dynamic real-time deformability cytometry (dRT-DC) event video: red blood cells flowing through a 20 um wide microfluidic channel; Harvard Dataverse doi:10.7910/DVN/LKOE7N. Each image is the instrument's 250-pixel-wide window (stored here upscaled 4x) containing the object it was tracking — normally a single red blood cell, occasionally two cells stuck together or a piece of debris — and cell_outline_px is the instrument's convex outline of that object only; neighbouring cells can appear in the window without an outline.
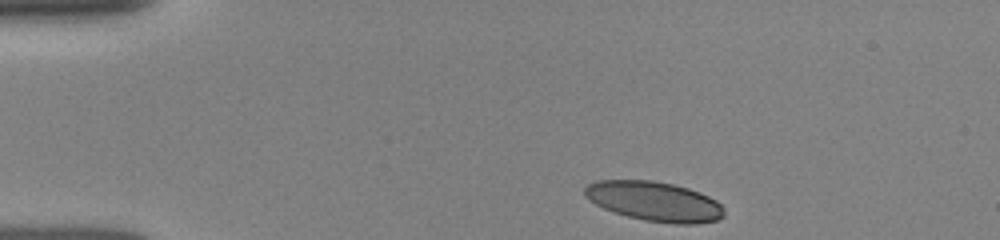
{"species": "human", "species_latin": "Homo sapiens", "temperature_condition": "room temperature", "stored_images_in_passage": 32, "camera_frame_rate_fps": 3000, "um_per_image_px": 0.085, "donor": {"sex": "female"}, "frame": {"image": 1, "passage_image": 1, "time_ms": 0.0, "image_size_px": [1000, 240], "cell_outline_px": [[724, 216], [716, 220], [696, 224], [676, 224], [644, 220], [612, 212], [588, 200], [584, 196], [584, 188], [588, 184], [596, 180], [652, 180], [672, 184], [688, 188], [708, 196], [716, 200], [724, 208]], "centroid_in_image_um": [55.6, 17.11], "position_along_channel_um": 29.4, "area_um2": 32.25}}
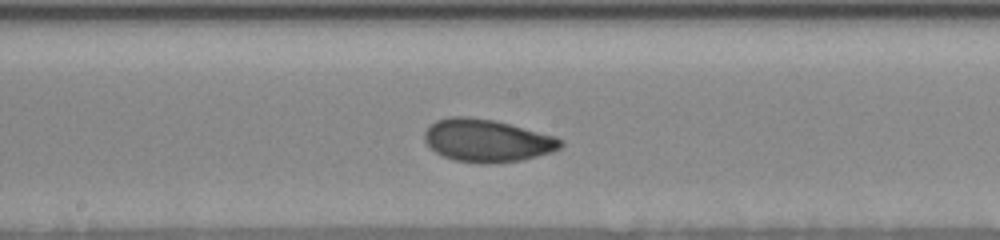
{"frame": {"image": 2, "passage_image": 13, "time_ms": 6.0, "image_size_px": [1000, 240], "cell_outline_px": [[564, 144], [560, 148], [552, 152], [520, 160], [492, 164], [484, 164], [456, 160], [444, 156], [436, 152], [424, 140], [424, 132], [436, 120], [452, 116], [464, 116], [496, 120], [556, 136], [564, 140]], "centroid_in_image_um": [41.44, 11.94], "position_along_channel_um": 206.8, "area_um2": 33.87}}
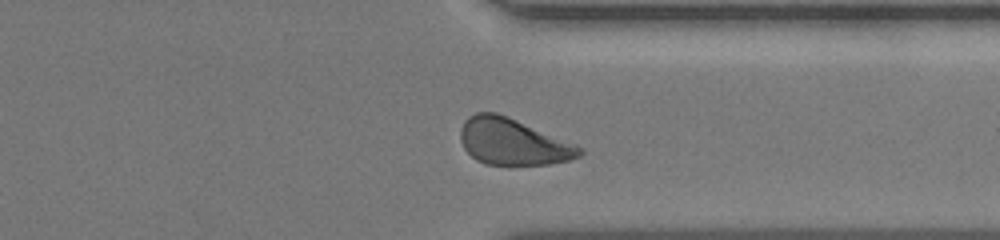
{"frame": {"image": 3, "passage_image": 27, "time_ms": 10.0, "image_size_px": [1000, 240], "cell_outline_px": [[584, 152], [580, 156], [568, 160], [548, 164], [484, 164], [476, 160], [464, 148], [460, 140], [460, 128], [464, 120], [468, 116], [476, 112], [496, 112], [576, 144], [584, 148]], "centroid_in_image_um": [43.57, 12.04], "position_along_channel_um": 367.8, "area_um2": 32.08}}